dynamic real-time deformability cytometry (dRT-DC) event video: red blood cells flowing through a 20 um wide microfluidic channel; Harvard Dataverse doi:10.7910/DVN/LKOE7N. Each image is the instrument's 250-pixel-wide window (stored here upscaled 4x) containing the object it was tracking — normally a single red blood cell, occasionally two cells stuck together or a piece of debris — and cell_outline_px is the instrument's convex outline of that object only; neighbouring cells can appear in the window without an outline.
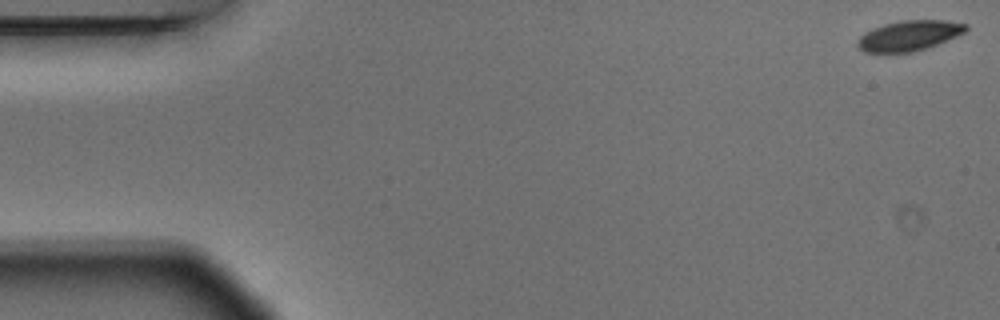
{"species": "Egyptian fruit bat (a non-hibernating species)", "species_latin": "Rousettus aegyptiacus", "temperature_condition": "warm", "stored_images_in_passage": 5, "camera_frame_rate_fps": 3000, "um_per_image_px": 0.085, "animal": {"sex": "male"}, "frame": {"image": 1, "passage_image": 1, "time_ms": 0.0, "image_size_px": [1000, 320], "cell_outline_px": [[968, 28], [964, 32], [956, 36], [936, 44], [912, 52], [864, 52], [856, 44], [856, 40], [864, 32], [872, 28], [884, 24], [900, 20], [944, 20], [968, 24]], "centroid_in_image_um": [77.24, 3.01], "position_along_channel_um": 7.8, "area_um2": 18.96}}
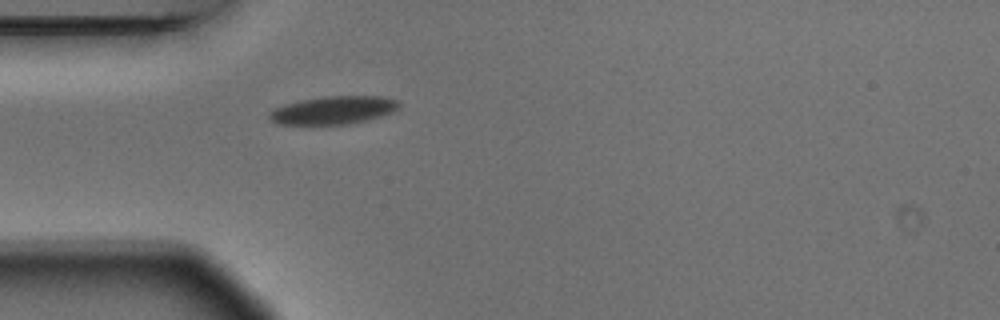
{"frame": {"image": 2, "passage_image": 5, "time_ms": 1.333, "image_size_px": [1000, 320], "cell_outline_px": [[400, 104], [392, 112], [380, 116], [348, 124], [276, 124], [268, 120], [268, 112], [284, 104], [300, 100], [324, 96], [380, 96], [396, 100]], "centroid_in_image_um": [28.26, 9.36], "position_along_channel_um": 56.7, "area_um2": 21.04}}